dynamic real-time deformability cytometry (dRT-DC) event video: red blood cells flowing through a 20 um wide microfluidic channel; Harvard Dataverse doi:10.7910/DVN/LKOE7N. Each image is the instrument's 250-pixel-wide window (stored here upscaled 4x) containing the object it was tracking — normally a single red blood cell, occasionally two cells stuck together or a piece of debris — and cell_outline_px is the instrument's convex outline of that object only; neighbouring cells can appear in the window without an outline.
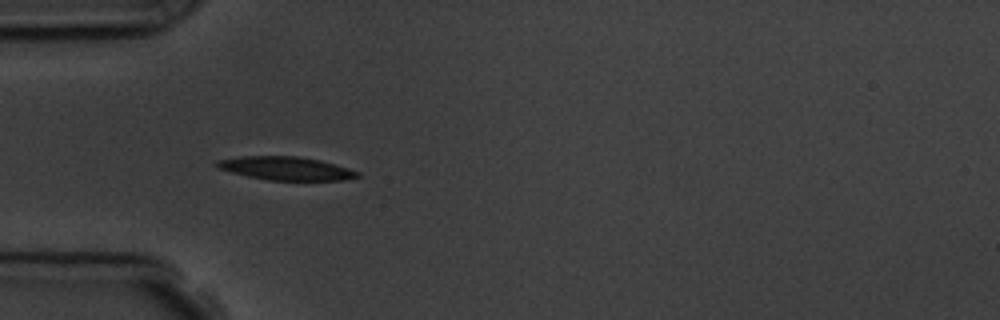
{"species": "common noctule bat (a hibernating species)", "species_latin": "Nyctalus noctula", "temperature_condition": "room temperature", "stored_images_in_passage": 3, "camera_frame_rate_fps": 3000, "um_per_image_px": 0.085, "animal": {"sex": "male", "body_mass_g": 19.5, "forearm_length_mm": 54.6}, "frame": {"image": 1, "passage_image": 1, "time_ms": 0.0, "image_size_px": [1000, 320], "cell_outline_px": [[360, 176], [344, 180], [268, 180], [248, 176], [216, 168], [212, 164], [216, 160], [240, 156], [300, 156], [320, 160], [348, 168], [360, 172]], "centroid_in_image_um": [24.26, 14.3], "position_along_channel_um": 60.7, "area_um2": 19.25}}